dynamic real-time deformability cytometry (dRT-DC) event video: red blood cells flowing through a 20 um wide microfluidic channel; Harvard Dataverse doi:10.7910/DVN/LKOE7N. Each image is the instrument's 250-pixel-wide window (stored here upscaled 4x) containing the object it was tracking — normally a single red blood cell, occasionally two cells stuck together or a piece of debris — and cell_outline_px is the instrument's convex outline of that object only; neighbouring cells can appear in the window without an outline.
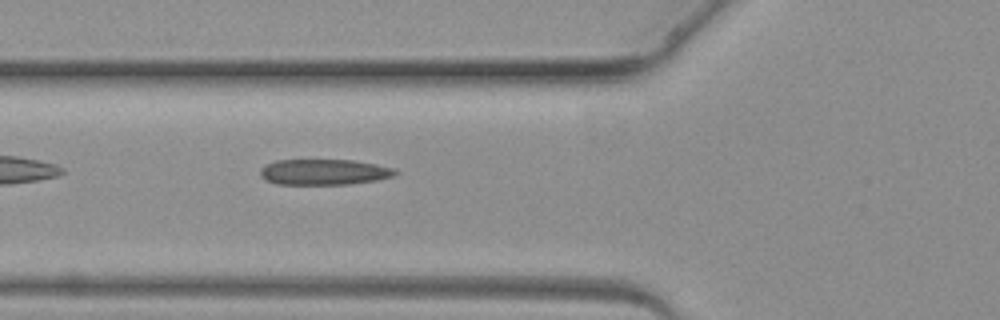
{"species": "common noctule bat (a hibernating species)", "species_latin": "Nyctalus noctula", "temperature_condition": "warm", "stored_images_in_passage": 2, "camera_frame_rate_fps": 3000, "um_per_image_px": 0.085, "animal": {"sex": "female", "body_mass_g": 19.3, "forearm_length_mm": 54.1}, "frame": {"image": 1, "passage_image": 2, "time_ms": 1.333, "image_size_px": [1000, 320], "cell_outline_px": [[400, 172], [392, 176], [376, 180], [348, 184], [276, 184], [264, 180], [260, 176], [260, 168], [264, 164], [276, 160], [352, 160], [376, 164], [392, 168]], "centroid_in_image_um": [27.48, 14.62], "position_along_channel_um": 98.3, "area_um2": 20.29}}